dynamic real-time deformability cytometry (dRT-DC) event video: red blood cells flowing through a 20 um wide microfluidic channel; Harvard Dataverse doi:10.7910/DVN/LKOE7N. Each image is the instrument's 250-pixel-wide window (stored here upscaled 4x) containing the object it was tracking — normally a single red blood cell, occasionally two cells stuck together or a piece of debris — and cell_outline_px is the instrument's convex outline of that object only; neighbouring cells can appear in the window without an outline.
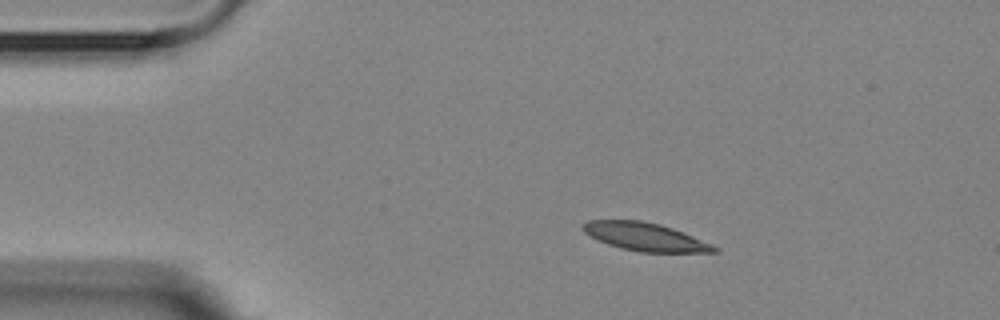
{"species": "Egyptian fruit bat (a non-hibernating species)", "species_latin": "Rousettus aegyptiacus", "temperature_condition": "room temperature", "stored_images_in_passage": 8, "camera_frame_rate_fps": 3000, "um_per_image_px": 0.085, "animal": {"sex": "female"}, "frame": {"image": 1, "passage_image": 2, "time_ms": 1.0, "image_size_px": [1000, 320], "cell_outline_px": [[720, 252], [640, 252], [620, 248], [596, 240], [588, 236], [580, 228], [580, 224], [588, 220], [640, 220], [660, 224], [672, 228], [712, 244], [720, 248]], "centroid_in_image_um": [54.78, 20.12], "position_along_channel_um": 30.2, "area_um2": 21.68}}
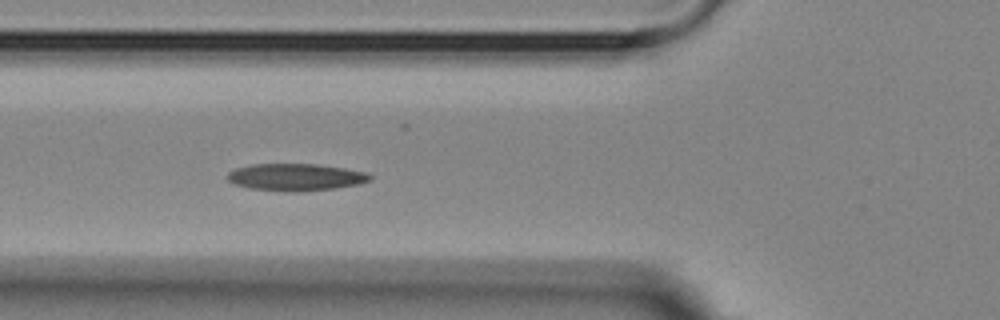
{"frame": {"image": 2, "passage_image": 5, "time_ms": 4.333, "image_size_px": [1000, 320], "cell_outline_px": [[372, 180], [360, 184], [336, 188], [300, 192], [284, 192], [248, 188], [236, 184], [228, 180], [228, 172], [236, 168], [252, 164], [316, 164], [344, 168], [364, 172], [372, 176]], "centroid_in_image_um": [25.15, 15.07], "position_along_channel_um": 100.7, "area_um2": 22.66}}
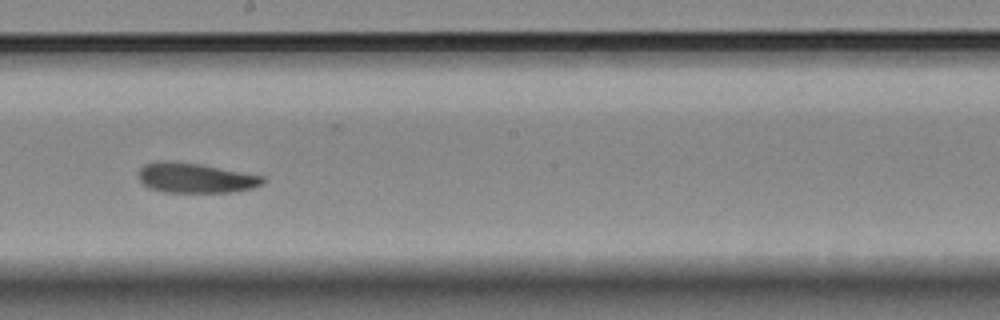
{"frame": {"image": 3, "passage_image": 8, "time_ms": 8.0, "image_size_px": [1000, 320], "cell_outline_px": [[264, 184], [252, 188], [232, 192], [164, 192], [148, 188], [136, 176], [140, 168], [144, 164], [156, 160], [168, 160], [200, 164], [264, 176]], "centroid_in_image_um": [16.56, 15.11], "position_along_channel_um": 231.6, "area_um2": 21.91}}